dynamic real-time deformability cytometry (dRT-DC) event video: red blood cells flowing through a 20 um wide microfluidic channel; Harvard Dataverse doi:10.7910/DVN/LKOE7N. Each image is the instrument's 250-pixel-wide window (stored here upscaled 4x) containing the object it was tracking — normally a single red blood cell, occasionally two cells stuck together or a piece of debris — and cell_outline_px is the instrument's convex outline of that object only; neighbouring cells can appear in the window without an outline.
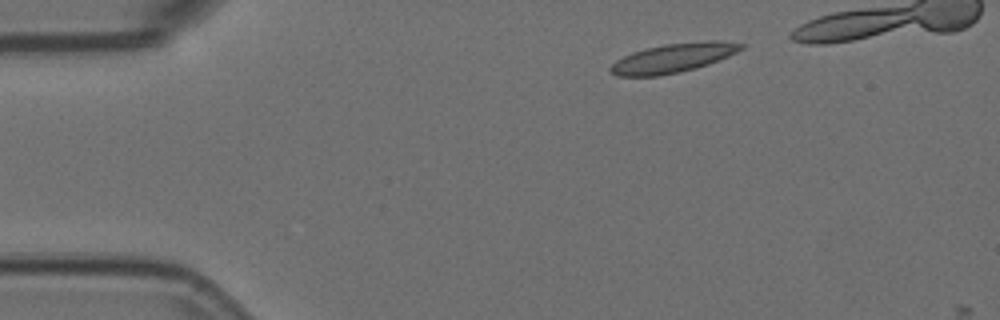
{"species": "Egyptian fruit bat (a non-hibernating species)", "species_latin": "Rousettus aegyptiacus", "temperature_condition": "room temperature", "stored_images_in_passage": 2, "camera_frame_rate_fps": 3000, "um_per_image_px": 0.085, "animal": {"sex": "female"}, "frame": {"image": 1, "passage_image": 1, "time_ms": 0.0, "image_size_px": [1000, 320], "cell_outline_px": [[744, 48], [728, 56], [708, 64], [696, 68], [680, 72], [656, 76], [616, 76], [608, 68], [616, 60], [632, 52], [644, 48], [664, 44], [708, 40], [720, 40], [744, 44]], "centroid_in_image_um": [57.21, 4.92], "position_along_channel_um": 27.8, "area_um2": 22.2}}